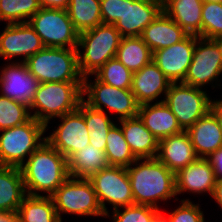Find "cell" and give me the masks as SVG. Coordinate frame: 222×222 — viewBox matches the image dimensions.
<instances>
[{"label": "cell", "instance_id": "ffe728a7", "mask_svg": "<svg viewBox=\"0 0 222 222\" xmlns=\"http://www.w3.org/2000/svg\"><path fill=\"white\" fill-rule=\"evenodd\" d=\"M156 158L176 173L188 166L198 156L186 131L159 140Z\"/></svg>", "mask_w": 222, "mask_h": 222}, {"label": "cell", "instance_id": "d4e9b609", "mask_svg": "<svg viewBox=\"0 0 222 222\" xmlns=\"http://www.w3.org/2000/svg\"><path fill=\"white\" fill-rule=\"evenodd\" d=\"M202 0H163L162 11L188 34L201 37Z\"/></svg>", "mask_w": 222, "mask_h": 222}, {"label": "cell", "instance_id": "6da1fadb", "mask_svg": "<svg viewBox=\"0 0 222 222\" xmlns=\"http://www.w3.org/2000/svg\"><path fill=\"white\" fill-rule=\"evenodd\" d=\"M20 170L30 196L51 197L69 178L67 158L47 141L28 157Z\"/></svg>", "mask_w": 222, "mask_h": 222}, {"label": "cell", "instance_id": "83f0119b", "mask_svg": "<svg viewBox=\"0 0 222 222\" xmlns=\"http://www.w3.org/2000/svg\"><path fill=\"white\" fill-rule=\"evenodd\" d=\"M115 57L135 73L152 62L153 52L140 36L122 37Z\"/></svg>", "mask_w": 222, "mask_h": 222}, {"label": "cell", "instance_id": "ba28073f", "mask_svg": "<svg viewBox=\"0 0 222 222\" xmlns=\"http://www.w3.org/2000/svg\"><path fill=\"white\" fill-rule=\"evenodd\" d=\"M28 23L45 47L77 49L79 33L65 9L41 8Z\"/></svg>", "mask_w": 222, "mask_h": 222}, {"label": "cell", "instance_id": "277c9868", "mask_svg": "<svg viewBox=\"0 0 222 222\" xmlns=\"http://www.w3.org/2000/svg\"><path fill=\"white\" fill-rule=\"evenodd\" d=\"M121 39V34L111 24H100L80 33L77 54L81 75L93 76L108 60L114 58Z\"/></svg>", "mask_w": 222, "mask_h": 222}, {"label": "cell", "instance_id": "7bdbcfd3", "mask_svg": "<svg viewBox=\"0 0 222 222\" xmlns=\"http://www.w3.org/2000/svg\"><path fill=\"white\" fill-rule=\"evenodd\" d=\"M212 198L222 209V180H217L212 194Z\"/></svg>", "mask_w": 222, "mask_h": 222}, {"label": "cell", "instance_id": "9a60e30c", "mask_svg": "<svg viewBox=\"0 0 222 222\" xmlns=\"http://www.w3.org/2000/svg\"><path fill=\"white\" fill-rule=\"evenodd\" d=\"M196 44V35L188 34L183 40L153 52L152 61L171 83L183 82Z\"/></svg>", "mask_w": 222, "mask_h": 222}, {"label": "cell", "instance_id": "484cf974", "mask_svg": "<svg viewBox=\"0 0 222 222\" xmlns=\"http://www.w3.org/2000/svg\"><path fill=\"white\" fill-rule=\"evenodd\" d=\"M26 196L20 168L0 166V212H17Z\"/></svg>", "mask_w": 222, "mask_h": 222}, {"label": "cell", "instance_id": "2e32d148", "mask_svg": "<svg viewBox=\"0 0 222 222\" xmlns=\"http://www.w3.org/2000/svg\"><path fill=\"white\" fill-rule=\"evenodd\" d=\"M8 64L2 67L0 72V95L30 108L39 82L27 69L25 63L13 61Z\"/></svg>", "mask_w": 222, "mask_h": 222}, {"label": "cell", "instance_id": "7402d4cb", "mask_svg": "<svg viewBox=\"0 0 222 222\" xmlns=\"http://www.w3.org/2000/svg\"><path fill=\"white\" fill-rule=\"evenodd\" d=\"M198 157L208 158L222 147V130L209 111L186 130Z\"/></svg>", "mask_w": 222, "mask_h": 222}, {"label": "cell", "instance_id": "d6a6232c", "mask_svg": "<svg viewBox=\"0 0 222 222\" xmlns=\"http://www.w3.org/2000/svg\"><path fill=\"white\" fill-rule=\"evenodd\" d=\"M41 9L38 0H0V21L24 23Z\"/></svg>", "mask_w": 222, "mask_h": 222}, {"label": "cell", "instance_id": "8992f818", "mask_svg": "<svg viewBox=\"0 0 222 222\" xmlns=\"http://www.w3.org/2000/svg\"><path fill=\"white\" fill-rule=\"evenodd\" d=\"M46 130V125L33 117L22 125L1 130L0 166L20 168L26 158L46 141L43 137Z\"/></svg>", "mask_w": 222, "mask_h": 222}, {"label": "cell", "instance_id": "44dd1931", "mask_svg": "<svg viewBox=\"0 0 222 222\" xmlns=\"http://www.w3.org/2000/svg\"><path fill=\"white\" fill-rule=\"evenodd\" d=\"M138 116L158 140L184 131L170 108L160 100L153 105L152 103L139 105Z\"/></svg>", "mask_w": 222, "mask_h": 222}, {"label": "cell", "instance_id": "836d02e7", "mask_svg": "<svg viewBox=\"0 0 222 222\" xmlns=\"http://www.w3.org/2000/svg\"><path fill=\"white\" fill-rule=\"evenodd\" d=\"M93 75L107 85L120 89H131L133 73L116 57L108 60Z\"/></svg>", "mask_w": 222, "mask_h": 222}, {"label": "cell", "instance_id": "1f68e13d", "mask_svg": "<svg viewBox=\"0 0 222 222\" xmlns=\"http://www.w3.org/2000/svg\"><path fill=\"white\" fill-rule=\"evenodd\" d=\"M105 112L91 108L82 100V115L89 131V144L100 150H105L107 134L115 124Z\"/></svg>", "mask_w": 222, "mask_h": 222}, {"label": "cell", "instance_id": "5bb4252c", "mask_svg": "<svg viewBox=\"0 0 222 222\" xmlns=\"http://www.w3.org/2000/svg\"><path fill=\"white\" fill-rule=\"evenodd\" d=\"M44 47L41 38L28 22L6 24L0 33V57L4 60L23 56L20 62L24 63Z\"/></svg>", "mask_w": 222, "mask_h": 222}, {"label": "cell", "instance_id": "7dc6e473", "mask_svg": "<svg viewBox=\"0 0 222 222\" xmlns=\"http://www.w3.org/2000/svg\"><path fill=\"white\" fill-rule=\"evenodd\" d=\"M203 2H219L222 3V0H202Z\"/></svg>", "mask_w": 222, "mask_h": 222}, {"label": "cell", "instance_id": "74e56055", "mask_svg": "<svg viewBox=\"0 0 222 222\" xmlns=\"http://www.w3.org/2000/svg\"><path fill=\"white\" fill-rule=\"evenodd\" d=\"M168 219L169 222H206L200 205L189 199H182L181 205L169 214Z\"/></svg>", "mask_w": 222, "mask_h": 222}, {"label": "cell", "instance_id": "f6af8a7d", "mask_svg": "<svg viewBox=\"0 0 222 222\" xmlns=\"http://www.w3.org/2000/svg\"><path fill=\"white\" fill-rule=\"evenodd\" d=\"M165 213L162 214V212L159 210L153 217L152 222H169L168 216H166Z\"/></svg>", "mask_w": 222, "mask_h": 222}, {"label": "cell", "instance_id": "b9f144b4", "mask_svg": "<svg viewBox=\"0 0 222 222\" xmlns=\"http://www.w3.org/2000/svg\"><path fill=\"white\" fill-rule=\"evenodd\" d=\"M210 111L214 114L222 130V100H212Z\"/></svg>", "mask_w": 222, "mask_h": 222}, {"label": "cell", "instance_id": "4316f807", "mask_svg": "<svg viewBox=\"0 0 222 222\" xmlns=\"http://www.w3.org/2000/svg\"><path fill=\"white\" fill-rule=\"evenodd\" d=\"M69 177L89 178L93 173L109 166L105 150L88 144L76 151L68 160Z\"/></svg>", "mask_w": 222, "mask_h": 222}, {"label": "cell", "instance_id": "d6986e66", "mask_svg": "<svg viewBox=\"0 0 222 222\" xmlns=\"http://www.w3.org/2000/svg\"><path fill=\"white\" fill-rule=\"evenodd\" d=\"M171 82L152 61L133 73L131 91L139 105L153 103L154 100L166 95Z\"/></svg>", "mask_w": 222, "mask_h": 222}, {"label": "cell", "instance_id": "4fadbf2b", "mask_svg": "<svg viewBox=\"0 0 222 222\" xmlns=\"http://www.w3.org/2000/svg\"><path fill=\"white\" fill-rule=\"evenodd\" d=\"M61 122L46 141L57 149L67 160L89 144V131L82 115V101L78 108L59 117Z\"/></svg>", "mask_w": 222, "mask_h": 222}, {"label": "cell", "instance_id": "8fae6325", "mask_svg": "<svg viewBox=\"0 0 222 222\" xmlns=\"http://www.w3.org/2000/svg\"><path fill=\"white\" fill-rule=\"evenodd\" d=\"M88 179L93 184L106 217L110 218L106 203L112 204V210L134 205L131 183L125 167L109 165L93 173Z\"/></svg>", "mask_w": 222, "mask_h": 222}, {"label": "cell", "instance_id": "4dcf8cb0", "mask_svg": "<svg viewBox=\"0 0 222 222\" xmlns=\"http://www.w3.org/2000/svg\"><path fill=\"white\" fill-rule=\"evenodd\" d=\"M105 154L110 166L127 168L137 160L124 137L121 127L116 123L107 134Z\"/></svg>", "mask_w": 222, "mask_h": 222}, {"label": "cell", "instance_id": "d590c367", "mask_svg": "<svg viewBox=\"0 0 222 222\" xmlns=\"http://www.w3.org/2000/svg\"><path fill=\"white\" fill-rule=\"evenodd\" d=\"M201 38L215 39L222 36V3L203 2Z\"/></svg>", "mask_w": 222, "mask_h": 222}, {"label": "cell", "instance_id": "52a82bcc", "mask_svg": "<svg viewBox=\"0 0 222 222\" xmlns=\"http://www.w3.org/2000/svg\"><path fill=\"white\" fill-rule=\"evenodd\" d=\"M51 197L61 221L62 213L79 217L101 216L106 218L93 184L88 178L69 177Z\"/></svg>", "mask_w": 222, "mask_h": 222}, {"label": "cell", "instance_id": "9c48e42d", "mask_svg": "<svg viewBox=\"0 0 222 222\" xmlns=\"http://www.w3.org/2000/svg\"><path fill=\"white\" fill-rule=\"evenodd\" d=\"M88 79V76L84 77L82 95L83 101L91 108L101 111L105 108L109 113L118 114V120L138 116L139 104L130 89L116 88L97 78L93 82Z\"/></svg>", "mask_w": 222, "mask_h": 222}, {"label": "cell", "instance_id": "cb8c5ba5", "mask_svg": "<svg viewBox=\"0 0 222 222\" xmlns=\"http://www.w3.org/2000/svg\"><path fill=\"white\" fill-rule=\"evenodd\" d=\"M188 33L163 11L141 33V39L152 50H160L183 40Z\"/></svg>", "mask_w": 222, "mask_h": 222}, {"label": "cell", "instance_id": "e0dca14e", "mask_svg": "<svg viewBox=\"0 0 222 222\" xmlns=\"http://www.w3.org/2000/svg\"><path fill=\"white\" fill-rule=\"evenodd\" d=\"M162 12V0H123L122 16L114 23L122 37L140 36Z\"/></svg>", "mask_w": 222, "mask_h": 222}, {"label": "cell", "instance_id": "30bf717a", "mask_svg": "<svg viewBox=\"0 0 222 222\" xmlns=\"http://www.w3.org/2000/svg\"><path fill=\"white\" fill-rule=\"evenodd\" d=\"M161 101L170 108L180 127L186 131L210 111L212 99L203 89L178 82L170 84Z\"/></svg>", "mask_w": 222, "mask_h": 222}, {"label": "cell", "instance_id": "7a4b0ae2", "mask_svg": "<svg viewBox=\"0 0 222 222\" xmlns=\"http://www.w3.org/2000/svg\"><path fill=\"white\" fill-rule=\"evenodd\" d=\"M133 166V167H132ZM134 204L148 205L159 209V201L176 195L175 173L157 158L137 159L126 168Z\"/></svg>", "mask_w": 222, "mask_h": 222}, {"label": "cell", "instance_id": "603a6c76", "mask_svg": "<svg viewBox=\"0 0 222 222\" xmlns=\"http://www.w3.org/2000/svg\"><path fill=\"white\" fill-rule=\"evenodd\" d=\"M124 137L137 159H153L159 140L146 128L139 116L118 120Z\"/></svg>", "mask_w": 222, "mask_h": 222}, {"label": "cell", "instance_id": "8d00e7d4", "mask_svg": "<svg viewBox=\"0 0 222 222\" xmlns=\"http://www.w3.org/2000/svg\"><path fill=\"white\" fill-rule=\"evenodd\" d=\"M117 208L112 212L113 222H152L154 215L160 210L148 205H131Z\"/></svg>", "mask_w": 222, "mask_h": 222}, {"label": "cell", "instance_id": "f1b7e54d", "mask_svg": "<svg viewBox=\"0 0 222 222\" xmlns=\"http://www.w3.org/2000/svg\"><path fill=\"white\" fill-rule=\"evenodd\" d=\"M19 222H62L52 197L27 195L17 210Z\"/></svg>", "mask_w": 222, "mask_h": 222}, {"label": "cell", "instance_id": "ee69618b", "mask_svg": "<svg viewBox=\"0 0 222 222\" xmlns=\"http://www.w3.org/2000/svg\"><path fill=\"white\" fill-rule=\"evenodd\" d=\"M0 222H19L17 212H0Z\"/></svg>", "mask_w": 222, "mask_h": 222}, {"label": "cell", "instance_id": "5b68a950", "mask_svg": "<svg viewBox=\"0 0 222 222\" xmlns=\"http://www.w3.org/2000/svg\"><path fill=\"white\" fill-rule=\"evenodd\" d=\"M24 63L39 83L84 81L77 49L44 47Z\"/></svg>", "mask_w": 222, "mask_h": 222}, {"label": "cell", "instance_id": "f546056e", "mask_svg": "<svg viewBox=\"0 0 222 222\" xmlns=\"http://www.w3.org/2000/svg\"><path fill=\"white\" fill-rule=\"evenodd\" d=\"M67 11L79 34L103 24L100 0H70Z\"/></svg>", "mask_w": 222, "mask_h": 222}, {"label": "cell", "instance_id": "f35d334b", "mask_svg": "<svg viewBox=\"0 0 222 222\" xmlns=\"http://www.w3.org/2000/svg\"><path fill=\"white\" fill-rule=\"evenodd\" d=\"M103 24L114 23L122 16L123 0H100Z\"/></svg>", "mask_w": 222, "mask_h": 222}, {"label": "cell", "instance_id": "3957f363", "mask_svg": "<svg viewBox=\"0 0 222 222\" xmlns=\"http://www.w3.org/2000/svg\"><path fill=\"white\" fill-rule=\"evenodd\" d=\"M82 90L83 82L39 83L29 108L31 117L46 125L48 129L51 119L59 118L78 108L83 100Z\"/></svg>", "mask_w": 222, "mask_h": 222}, {"label": "cell", "instance_id": "7c38bea8", "mask_svg": "<svg viewBox=\"0 0 222 222\" xmlns=\"http://www.w3.org/2000/svg\"><path fill=\"white\" fill-rule=\"evenodd\" d=\"M221 74L222 56L217 43L213 39L196 36L192 62L182 83L202 89L206 84L220 82Z\"/></svg>", "mask_w": 222, "mask_h": 222}, {"label": "cell", "instance_id": "ab89813d", "mask_svg": "<svg viewBox=\"0 0 222 222\" xmlns=\"http://www.w3.org/2000/svg\"><path fill=\"white\" fill-rule=\"evenodd\" d=\"M208 160L214 169L216 180H222V147L212 153Z\"/></svg>", "mask_w": 222, "mask_h": 222}, {"label": "cell", "instance_id": "e575fe53", "mask_svg": "<svg viewBox=\"0 0 222 222\" xmlns=\"http://www.w3.org/2000/svg\"><path fill=\"white\" fill-rule=\"evenodd\" d=\"M31 118L27 106L0 95V131L22 125Z\"/></svg>", "mask_w": 222, "mask_h": 222}, {"label": "cell", "instance_id": "bcb514c9", "mask_svg": "<svg viewBox=\"0 0 222 222\" xmlns=\"http://www.w3.org/2000/svg\"><path fill=\"white\" fill-rule=\"evenodd\" d=\"M213 40L217 43V45L220 49V52H221V56H222V36L221 37H216Z\"/></svg>", "mask_w": 222, "mask_h": 222}, {"label": "cell", "instance_id": "ac0fdd59", "mask_svg": "<svg viewBox=\"0 0 222 222\" xmlns=\"http://www.w3.org/2000/svg\"><path fill=\"white\" fill-rule=\"evenodd\" d=\"M216 181L214 169L208 158L198 157L175 173L176 195L189 192L196 195L209 193L212 196Z\"/></svg>", "mask_w": 222, "mask_h": 222}, {"label": "cell", "instance_id": "60d3db41", "mask_svg": "<svg viewBox=\"0 0 222 222\" xmlns=\"http://www.w3.org/2000/svg\"><path fill=\"white\" fill-rule=\"evenodd\" d=\"M41 8L68 9L70 0H38Z\"/></svg>", "mask_w": 222, "mask_h": 222}]
</instances>
